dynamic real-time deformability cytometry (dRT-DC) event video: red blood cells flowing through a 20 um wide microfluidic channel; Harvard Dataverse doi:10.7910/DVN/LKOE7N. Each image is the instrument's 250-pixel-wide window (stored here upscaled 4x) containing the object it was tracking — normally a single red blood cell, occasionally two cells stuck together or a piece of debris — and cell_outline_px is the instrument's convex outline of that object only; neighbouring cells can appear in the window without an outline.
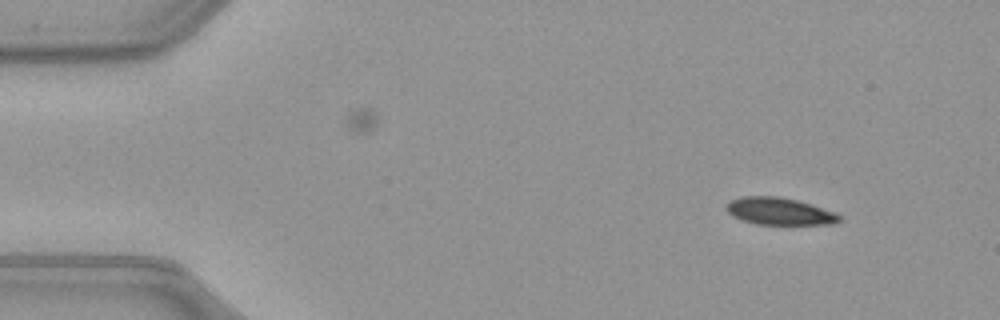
{"species": "common noctule bat (a hibernating species)", "species_latin": "Nyctalus noctula", "temperature_condition": "warm", "stored_images_in_passage": 47, "camera_frame_rate_fps": 3000, "um_per_image_px": 0.085, "animal": {"sex": "female", "body_mass_g": 21.9}, "frame": {"image": 1, "passage_image": 1, "time_ms": 0.0, "image_size_px": [1000, 320], "cell_outline_px": [[840, 220], [832, 224], [756, 224], [740, 220], [732, 216], [724, 208], [732, 200], [740, 196], [780, 196], [796, 200], [836, 212], [840, 216]], "centroid_in_image_um": [66.21, 17.96], "position_along_channel_um": 18.8, "area_um2": 17.86}}
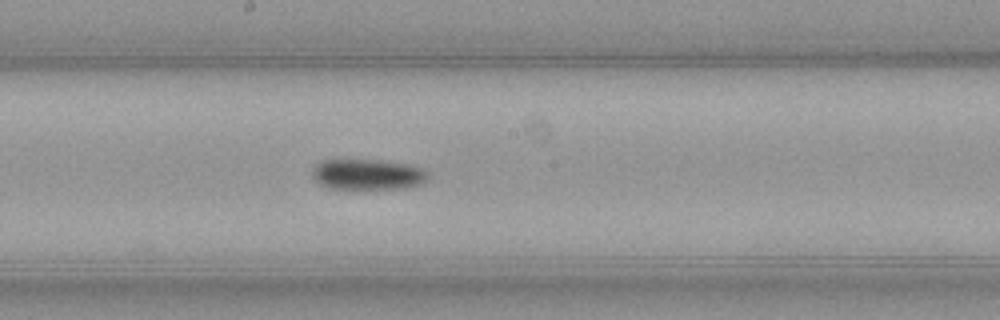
{"frame": {"image": 2, "passage_image": 23, "time_ms": 7.333, "image_size_px": [1000, 320], "cell_outline_px": [[428, 180], [420, 184], [404, 188], [332, 188], [320, 184], [312, 176], [312, 168], [320, 160], [380, 160], [412, 164], [424, 168], [428, 172]], "centroid_in_image_um": [31.29, 14.8], "position_along_channel_um": 216.9, "area_um2": 20.75}}
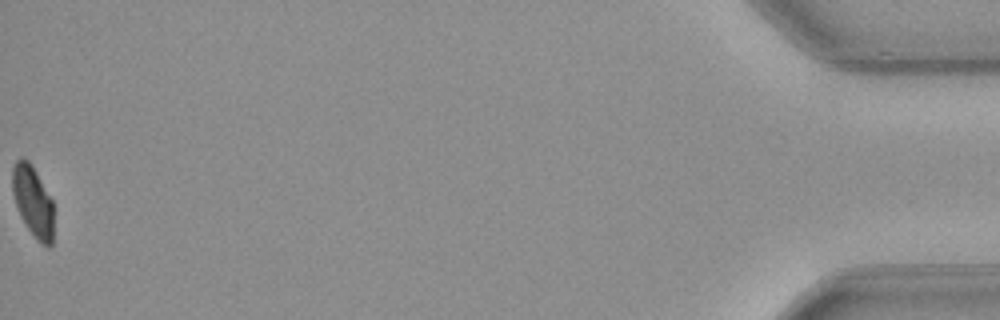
{"frame": {"image": 3, "passage_image": 47, "time_ms": 15.333, "image_size_px": [1000, 320], "cell_outline_px": [[52, 244], [48, 248], [40, 244], [36, 240], [24, 224], [16, 208], [12, 192], [12, 168], [16, 160], [20, 156], [28, 160], [32, 164], [52, 200]], "centroid_in_image_um": [2.76, 17.12], "position_along_channel_um": 432.4, "area_um2": 17.28}, "authors_computed_cell_mechanics": {"area_um2": 20.0566, "velocity_mm_per_s": 4.0202, "shape_relaxation_time_tau1_ms": 8.1643, "shape_relaxation_time_tau2_ms": null, "deformation_change_tau1": 0.1554, "deformation_change_tau2": null}}